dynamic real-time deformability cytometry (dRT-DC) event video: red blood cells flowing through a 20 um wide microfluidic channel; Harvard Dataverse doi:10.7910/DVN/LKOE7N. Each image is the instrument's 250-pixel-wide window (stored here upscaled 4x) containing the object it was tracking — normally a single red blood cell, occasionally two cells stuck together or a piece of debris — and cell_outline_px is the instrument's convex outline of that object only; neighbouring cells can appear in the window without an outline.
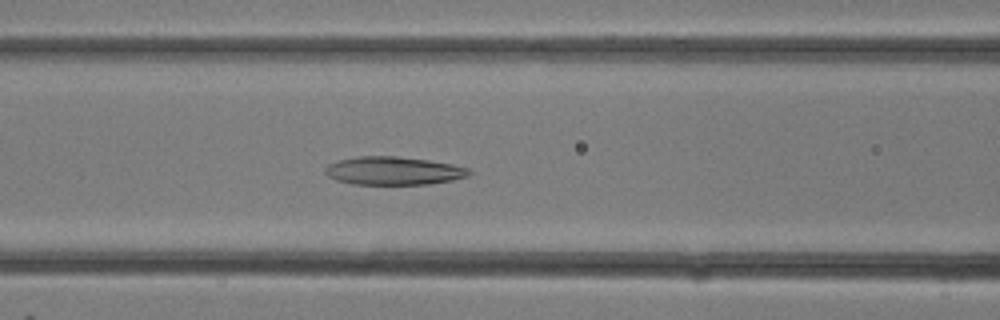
{"species": "common noctule bat (a hibernating species)", "species_latin": "Nyctalus noctula", "temperature_condition": "room temperature", "stored_images_in_passage": 30, "camera_frame_rate_fps": 3000, "um_per_image_px": 0.085, "animal": {"sex": "female"}, "frame": {"image": 1, "passage_image": 13, "time_ms": 4.0, "image_size_px": [1000, 320], "cell_outline_px": [[472, 172], [468, 176], [452, 180], [428, 184], [352, 184], [336, 180], [328, 176], [324, 172], [324, 168], [328, 164], [340, 160], [360, 156], [396, 156], [428, 160], [452, 164], [468, 168]], "centroid_in_image_um": [33.44, 14.52], "position_along_channel_um": 133.2, "area_um2": 23.58}}
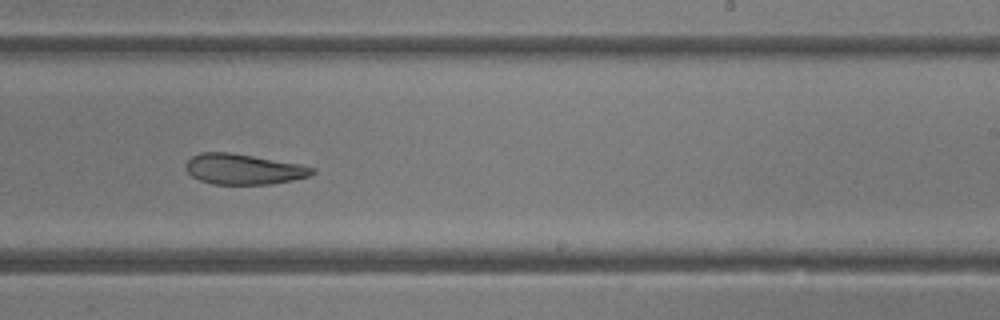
{"frame": {"image": 2, "passage_image": 19, "time_ms": 6.0, "image_size_px": [1000, 320], "cell_outline_px": [[316, 172], [308, 176], [292, 180], [272, 184], [212, 184], [200, 180], [192, 176], [184, 168], [184, 164], [192, 156], [200, 152], [232, 152], [300, 164], [316, 168]], "centroid_in_image_um": [20.68, 14.37], "position_along_channel_um": 268.3, "area_um2": 22.6}}
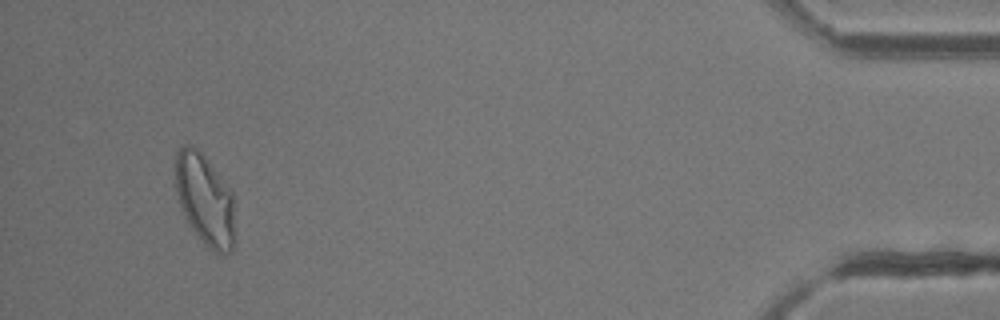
{"frame": {"image": 3, "passage_image": 29, "time_ms": 9.333, "image_size_px": [1000, 320], "cell_outline_px": [[236, 240], [232, 252], [224, 256], [220, 256], [208, 248], [188, 224], [180, 204], [176, 192], [176, 152], [184, 144], [192, 144], [204, 156], [232, 188]], "centroid_in_image_um": [17.47, 17.03], "position_along_channel_um": 417.7, "area_um2": 32.37}}